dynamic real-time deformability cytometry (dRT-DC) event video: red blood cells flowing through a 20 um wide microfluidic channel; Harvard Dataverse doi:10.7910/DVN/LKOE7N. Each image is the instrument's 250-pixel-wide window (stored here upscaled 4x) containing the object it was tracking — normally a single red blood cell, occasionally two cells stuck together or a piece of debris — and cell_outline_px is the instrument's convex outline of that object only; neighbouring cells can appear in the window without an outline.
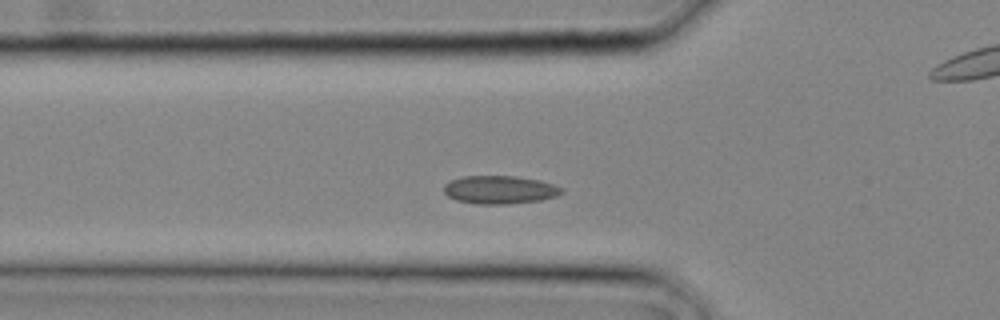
{"species": "common noctule bat (a hibernating species)", "species_latin": "Nyctalus noctula", "temperature_condition": "cold", "stored_images_in_passage": 11, "camera_frame_rate_fps": 3000, "um_per_image_px": 0.085, "animal": {"sex": "male", "body_mass_g": 20.4}, "frame": {"image": 1, "passage_image": 2, "time_ms": 0.333, "image_size_px": [1000, 320], "cell_outline_px": [[564, 192], [556, 196], [540, 200], [508, 204], [476, 204], [456, 200], [448, 196], [444, 192], [444, 184], [460, 176], [516, 176], [540, 180], [564, 188]], "centroid_in_image_um": [42.48, 16.13], "position_along_channel_um": 83.3, "area_um2": 19.42}}
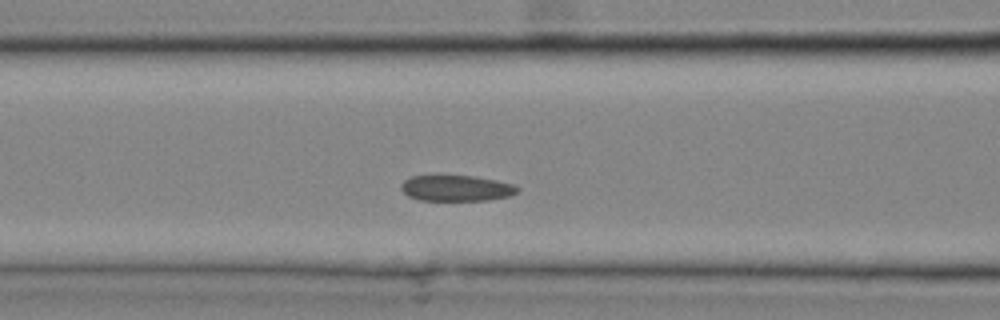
{"frame": {"image": 2, "passage_image": 4, "time_ms": 1.0, "image_size_px": [1000, 320], "cell_outline_px": [[520, 188], [516, 192], [508, 196], [488, 200], [420, 200], [408, 196], [400, 188], [400, 184], [404, 180], [412, 176], [472, 176], [496, 180], [512, 184]], "centroid_in_image_um": [38.76, 16.0], "position_along_channel_um": 127.8, "area_um2": 17.34}}
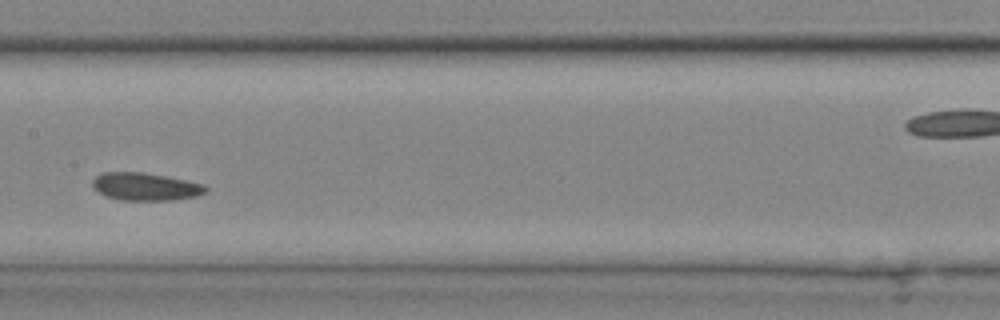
{"frame": {"image": 3, "passage_image": 7, "time_ms": 2.0, "image_size_px": [1000, 320], "cell_outline_px": [[208, 188], [204, 192], [196, 196], [172, 200], [120, 200], [108, 196], [92, 188], [92, 180], [96, 176], [104, 172], [144, 172], [168, 176], [204, 184]], "centroid_in_image_um": [12.36, 15.85], "position_along_channel_um": 195.0, "area_um2": 18.26}}